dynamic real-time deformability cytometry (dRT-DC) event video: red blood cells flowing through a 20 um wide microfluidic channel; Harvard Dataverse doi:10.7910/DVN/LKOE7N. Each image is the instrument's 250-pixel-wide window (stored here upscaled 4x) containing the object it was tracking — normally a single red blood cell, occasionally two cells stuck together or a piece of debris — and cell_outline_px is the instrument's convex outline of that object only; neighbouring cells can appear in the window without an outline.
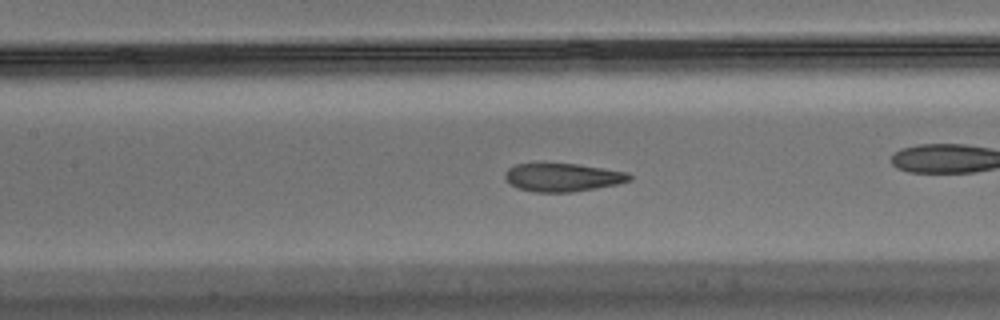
{"species": "Egyptian fruit bat (a non-hibernating species)", "species_latin": "Rousettus aegyptiacus", "temperature_condition": "warm", "stored_images_in_passage": 59, "camera_frame_rate_fps": 3000, "um_per_image_px": 0.085, "animal": {"sex": "male"}, "frame": {"image": 1, "passage_image": 26, "time_ms": 8.333, "image_size_px": [1000, 320], "cell_outline_px": [[632, 180], [616, 184], [596, 188], [572, 192], [536, 192], [516, 188], [504, 180], [504, 172], [508, 168], [516, 164], [576, 164], [628, 172], [632, 176]], "centroid_in_image_um": [47.79, 15.08], "position_along_channel_um": 159.6, "area_um2": 20.46}, "authors_computed_cell_mechanics": {"area_um2": 21.5016, "velocity_mm_per_s": 3.4632, "shape_relaxation_time_tau1_ms": null, "shape_relaxation_time_tau2_ms": 1.5001, "deformation_change_tau1": null, "deformation_change_tau2": 0.0732}}